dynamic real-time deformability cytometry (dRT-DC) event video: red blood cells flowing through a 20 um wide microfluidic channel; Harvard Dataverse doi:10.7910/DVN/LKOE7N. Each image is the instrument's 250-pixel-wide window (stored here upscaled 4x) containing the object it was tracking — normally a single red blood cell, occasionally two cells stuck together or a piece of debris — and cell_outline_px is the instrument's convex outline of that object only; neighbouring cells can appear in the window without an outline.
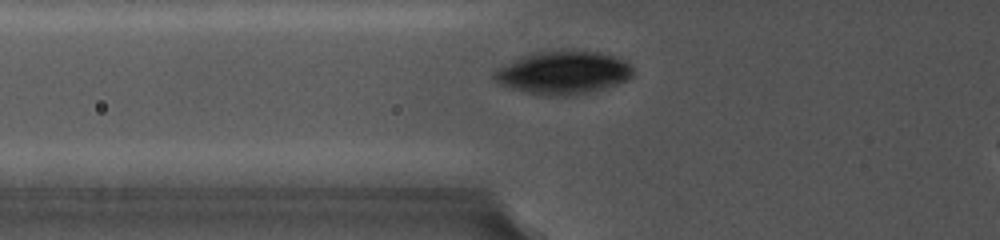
{"species": "common noctule bat (a hibernating species)", "species_latin": "Nyctalus noctula", "temperature_condition": "cold", "stored_images_in_passage": 3, "camera_frame_rate_fps": 5000, "um_per_image_px": 0.085, "animal": {"sex": "female", "body_mass_g": 19.0, "forearm_length_mm": 56.7}, "frame": {"image": 1, "passage_image": 2, "time_ms": 0.8, "image_size_px": [1000, 240], "cell_outline_px": [[632, 76], [616, 84], [592, 92], [568, 96], [548, 96], [528, 92], [512, 88], [500, 84], [492, 80], [492, 76], [504, 64], [532, 52], [576, 48], [600, 52], [624, 60], [632, 64]], "centroid_in_image_um": [47.88, 6.14], "position_along_channel_um": 77.9, "area_um2": 35.2}}